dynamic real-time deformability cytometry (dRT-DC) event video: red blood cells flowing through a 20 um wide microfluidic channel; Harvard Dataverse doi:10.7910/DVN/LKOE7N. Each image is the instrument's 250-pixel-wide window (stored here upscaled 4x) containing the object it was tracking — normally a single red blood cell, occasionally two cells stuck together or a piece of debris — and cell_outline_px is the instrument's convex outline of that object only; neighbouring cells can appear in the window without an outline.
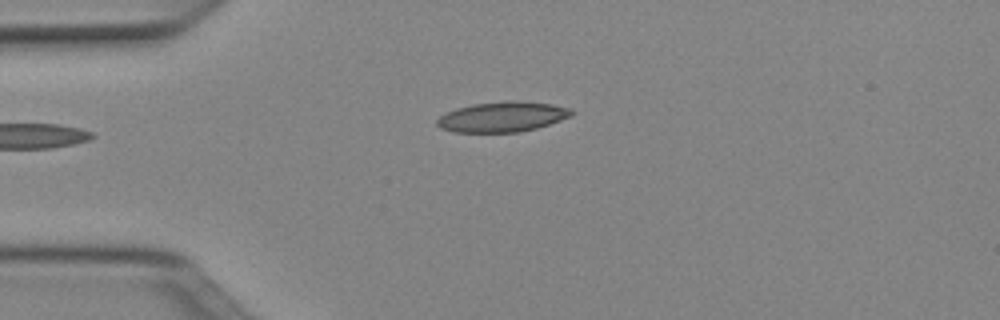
{"species": "Egyptian fruit bat (a non-hibernating species)", "species_latin": "Rousettus aegyptiacus", "temperature_condition": "cold", "stored_images_in_passage": 35, "camera_frame_rate_fps": 3000, "um_per_image_px": 0.085, "animal": {"sex": "female"}, "frame": {"image": 1, "passage_image": 1, "time_ms": 0.0, "image_size_px": [1000, 320], "cell_outline_px": [[572, 116], [536, 128], [520, 132], [452, 132], [440, 128], [436, 124], [436, 120], [440, 116], [456, 108], [472, 104], [508, 100], [520, 100], [552, 104], [568, 108], [572, 112]], "centroid_in_image_um": [42.67, 9.92], "position_along_channel_um": 42.3, "area_um2": 23.7}}
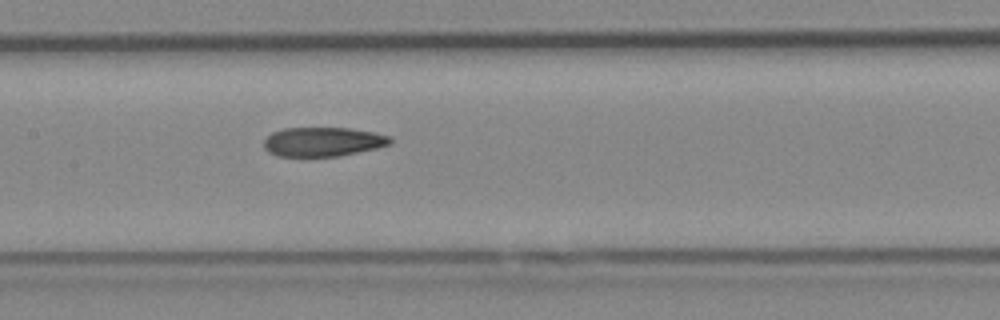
{"frame": {"image": 2, "passage_image": 13, "time_ms": 4.0, "image_size_px": [1000, 320], "cell_outline_px": [[392, 144], [376, 148], [340, 156], [276, 156], [268, 152], [264, 148], [264, 140], [272, 132], [284, 128], [348, 128], [372, 132], [392, 136]], "centroid_in_image_um": [27.45, 12.05], "position_along_channel_um": 179.9, "area_um2": 21.56}}
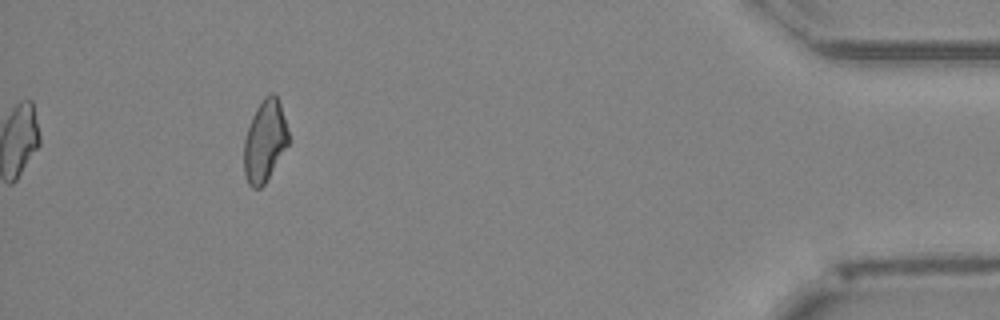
{"frame": {"image": 3, "passage_image": 35, "time_ms": 11.333, "image_size_px": [1000, 320], "cell_outline_px": [[288, 144], [264, 184], [260, 188], [252, 188], [248, 184], [244, 172], [244, 140], [252, 116], [256, 108], [264, 96], [272, 92], [276, 96], [280, 104], [288, 132]], "centroid_in_image_um": [22.48, 11.98], "position_along_channel_um": 412.7, "area_um2": 20.81}, "authors_computed_cell_mechanics": {"area_um2": 22.3108, "velocity_mm_per_s": 4.0184, "shape_relaxation_time_tau1_ms": null, "shape_relaxation_time_tau2_ms": 3.9381, "deformation_change_tau1": null, "deformation_change_tau2": 0.1144}}